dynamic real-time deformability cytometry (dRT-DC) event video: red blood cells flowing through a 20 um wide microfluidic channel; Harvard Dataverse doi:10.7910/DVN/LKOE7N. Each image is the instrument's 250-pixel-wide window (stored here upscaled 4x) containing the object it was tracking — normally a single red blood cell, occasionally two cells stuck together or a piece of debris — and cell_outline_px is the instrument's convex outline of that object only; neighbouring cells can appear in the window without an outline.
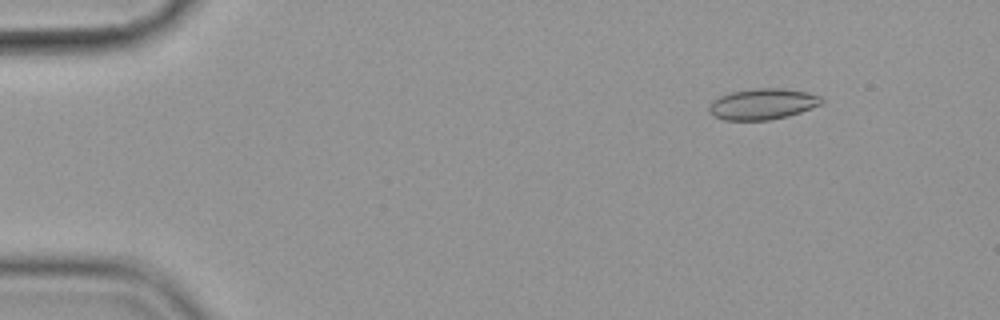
{"species": "common noctule bat (a hibernating species)", "species_latin": "Nyctalus noctula", "temperature_condition": "cold", "stored_images_in_passage": 57, "camera_frame_rate_fps": 3000, "um_per_image_px": 0.085, "animal": {"sex": "female", "body_mass_g": 19.9}, "frame": {"image": 1, "passage_image": 7, "time_ms": 2.0, "image_size_px": [1000, 320], "cell_outline_px": [[824, 100], [820, 104], [800, 112], [788, 116], [768, 120], [724, 120], [712, 116], [708, 112], [708, 108], [712, 100], [720, 96], [732, 92], [756, 88], [784, 88], [808, 92], [820, 96]], "centroid_in_image_um": [64.79, 8.84], "position_along_channel_um": 20.2, "area_um2": 20.35}}
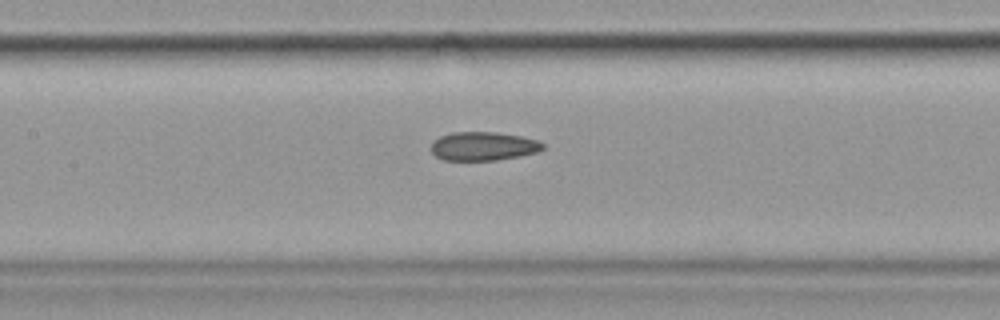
{"frame": {"image": 2, "passage_image": 27, "time_ms": 8.667, "image_size_px": [1000, 320], "cell_outline_px": [[544, 148], [536, 152], [520, 156], [496, 160], [444, 160], [436, 156], [432, 152], [432, 140], [440, 136], [452, 132], [496, 132], [520, 136], [536, 140], [544, 144]], "centroid_in_image_um": [41.06, 12.42], "position_along_channel_um": 166.3, "area_um2": 18.61}}
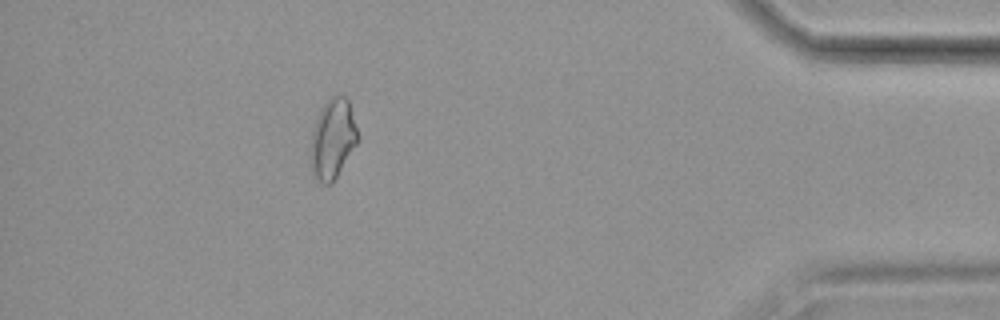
{"frame": {"image": 3, "passage_image": 51, "time_ms": 16.667, "image_size_px": [1000, 320], "cell_outline_px": [[360, 140], [332, 184], [324, 184], [316, 176], [312, 168], [308, 156], [312, 132], [320, 108], [328, 96], [344, 96], [348, 100], [360, 136]], "centroid_in_image_um": [28.29, 11.79], "position_along_channel_um": 406.9, "area_um2": 22.31}, "authors_computed_cell_mechanics": {"area_um2": 19.8832, "velocity_mm_per_s": 3.5739, "shape_relaxation_time_tau1_ms": null, "shape_relaxation_time_tau2_ms": 4.2677, "deformation_change_tau1": null, "deformation_change_tau2": 0.0928}}